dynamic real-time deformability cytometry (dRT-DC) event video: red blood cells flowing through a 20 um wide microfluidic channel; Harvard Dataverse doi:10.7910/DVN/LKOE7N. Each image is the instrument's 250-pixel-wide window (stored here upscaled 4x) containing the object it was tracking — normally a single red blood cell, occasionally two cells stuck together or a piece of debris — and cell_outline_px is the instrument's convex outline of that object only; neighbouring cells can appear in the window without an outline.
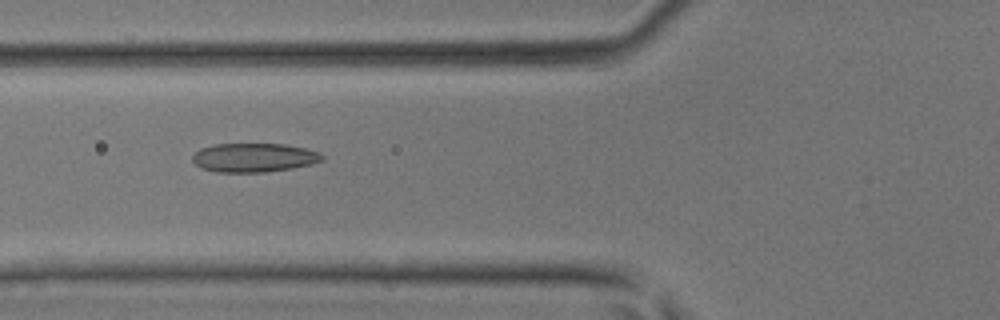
{"species": "common noctule bat (a hibernating species)", "species_latin": "Nyctalus noctula", "temperature_condition": "room temperature", "stored_images_in_passage": 42, "camera_frame_rate_fps": 3000, "um_per_image_px": 0.085, "animal": {"sex": "male", "body_mass_g": 17.9, "forearm_length_mm": 54.2}, "frame": {"image": 1, "passage_image": 15, "time_ms": 4.667, "image_size_px": [1000, 320], "cell_outline_px": [[324, 160], [312, 164], [292, 168], [264, 172], [216, 172], [200, 168], [192, 160], [192, 156], [200, 148], [216, 144], [284, 144], [304, 148], [320, 152], [324, 156]], "centroid_in_image_um": [21.59, 13.4], "position_along_channel_um": 104.2, "area_um2": 21.91}}
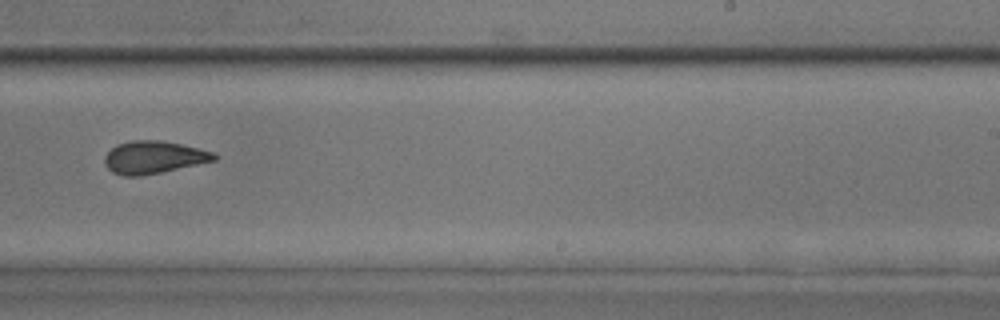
{"frame": {"image": 2, "passage_image": 26, "time_ms": 8.333, "image_size_px": [1000, 320], "cell_outline_px": [[220, 156], [216, 160], [160, 172], [140, 176], [124, 176], [112, 172], [104, 164], [104, 156], [116, 144], [132, 140], [164, 140], [200, 148], [212, 152]], "centroid_in_image_um": [13.06, 13.36], "position_along_channel_um": 275.9, "area_um2": 20.87}}
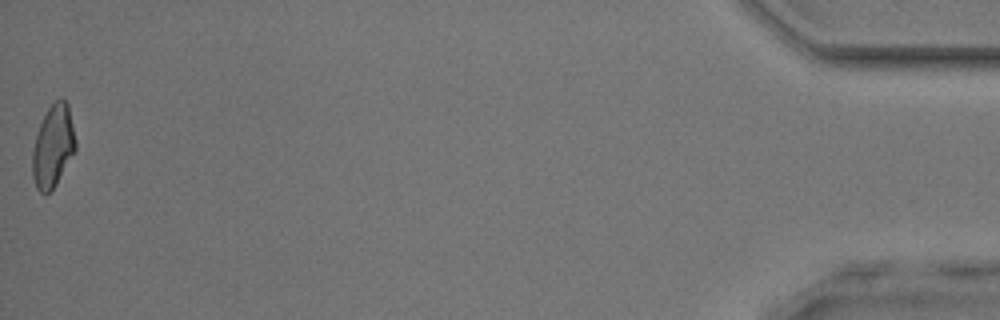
{"frame": {"image": 3, "passage_image": 42, "time_ms": 13.667, "image_size_px": [1000, 320], "cell_outline_px": [[76, 152], [56, 184], [44, 196], [36, 188], [32, 176], [32, 148], [40, 124], [48, 108], [60, 96], [68, 104], [76, 140]], "centroid_in_image_um": [4.51, 12.45], "position_along_channel_um": 430.7, "area_um2": 20.87}}